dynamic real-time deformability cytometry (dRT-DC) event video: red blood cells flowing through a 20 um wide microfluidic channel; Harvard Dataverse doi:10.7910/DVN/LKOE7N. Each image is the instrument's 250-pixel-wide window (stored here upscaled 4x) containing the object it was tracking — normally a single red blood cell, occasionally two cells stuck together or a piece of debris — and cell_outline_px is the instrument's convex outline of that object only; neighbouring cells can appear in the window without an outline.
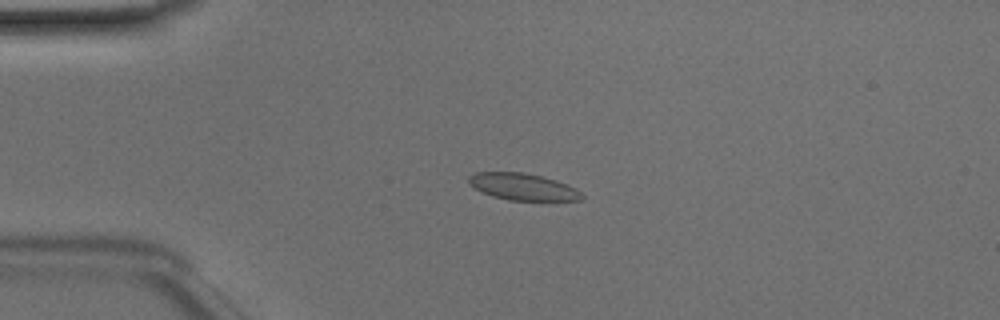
{"species": "Egyptian fruit bat (a non-hibernating species)", "species_latin": "Rousettus aegyptiacus", "temperature_condition": "room temperature", "stored_images_in_passage": 43, "camera_frame_rate_fps": 3000, "um_per_image_px": 0.085, "animal": {"sex": "male"}, "frame": {"image": 1, "passage_image": 5, "time_ms": 1.333, "image_size_px": [1000, 320], "cell_outline_px": [[584, 196], [580, 200], [508, 200], [492, 196], [480, 192], [468, 184], [468, 176], [476, 172], [524, 172], [556, 180], [568, 184], [576, 188]], "centroid_in_image_um": [44.4, 15.87], "position_along_channel_um": 40.6, "area_um2": 17.74}}
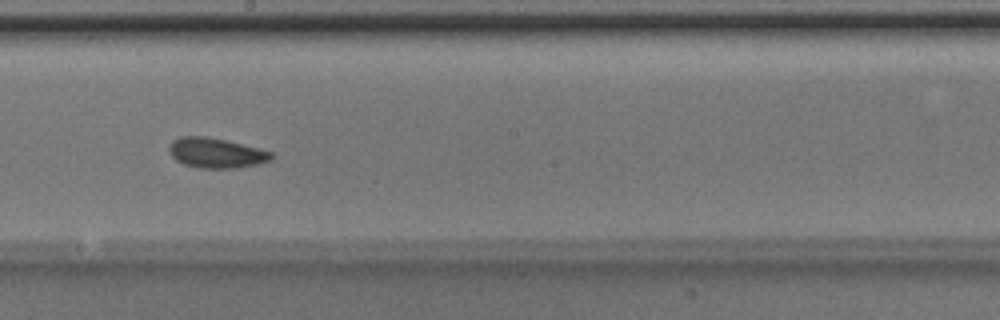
{"frame": {"image": 2, "passage_image": 21, "time_ms": 6.667, "image_size_px": [1000, 320], "cell_outline_px": [[272, 160], [256, 164], [236, 168], [200, 168], [184, 164], [176, 160], [168, 152], [168, 144], [172, 140], [180, 136], [204, 136], [224, 140], [272, 152]], "centroid_in_image_um": [18.3, 13.0], "position_along_channel_um": 229.9, "area_um2": 17.74}}
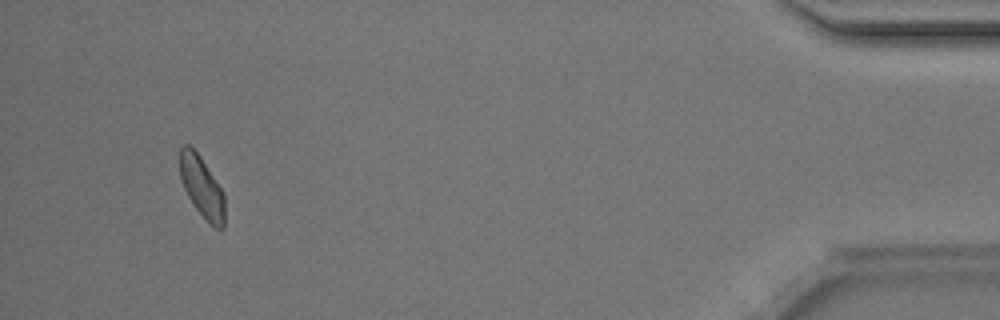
{"frame": {"image": 3, "passage_image": 40, "time_ms": 13.0, "image_size_px": [1000, 320], "cell_outline_px": [[224, 228], [216, 228], [208, 224], [196, 208], [188, 196], [184, 188], [180, 176], [180, 148], [184, 144], [188, 144], [200, 156], [224, 192]], "centroid_in_image_um": [17.17, 15.91], "position_along_channel_um": 418.0, "area_um2": 15.9}, "authors_computed_cell_mechanics": {"area_um2": 17.2822, "velocity_mm_per_s": 4.0938, "shape_relaxation_time_tau1_ms": 2.2564, "shape_relaxation_time_tau2_ms": 1.1859, "deformation_change_tau1": 0.0841, "deformation_change_tau2": 0.0605}}